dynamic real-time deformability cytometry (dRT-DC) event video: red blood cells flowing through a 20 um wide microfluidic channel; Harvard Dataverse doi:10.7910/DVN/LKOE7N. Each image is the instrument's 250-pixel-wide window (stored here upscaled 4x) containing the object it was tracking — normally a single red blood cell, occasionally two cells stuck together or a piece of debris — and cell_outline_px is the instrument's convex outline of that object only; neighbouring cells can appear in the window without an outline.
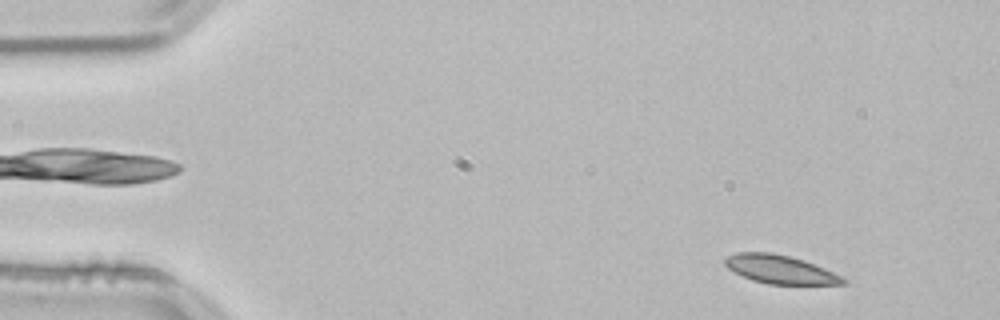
{"species": "common noctule bat (a hibernating species)", "species_latin": "Nyctalus noctula", "temperature_condition": "room temperature", "stored_images_in_passage": 53, "camera_frame_rate_fps": 3000, "um_per_image_px": 0.085, "animal": {"sex": "male", "body_mass_g": 21.5, "forearm_length_mm": 52.0}, "frame": {"image": 1, "passage_image": 4, "time_ms": 1.0, "image_size_px": [1000, 320], "cell_outline_px": [[848, 284], [768, 284], [752, 280], [728, 268], [724, 264], [724, 260], [728, 256], [736, 252], [772, 252], [804, 260], [844, 276], [848, 280]], "centroid_in_image_um": [66.36, 22.9], "position_along_channel_um": 18.6, "area_um2": 19.59}}
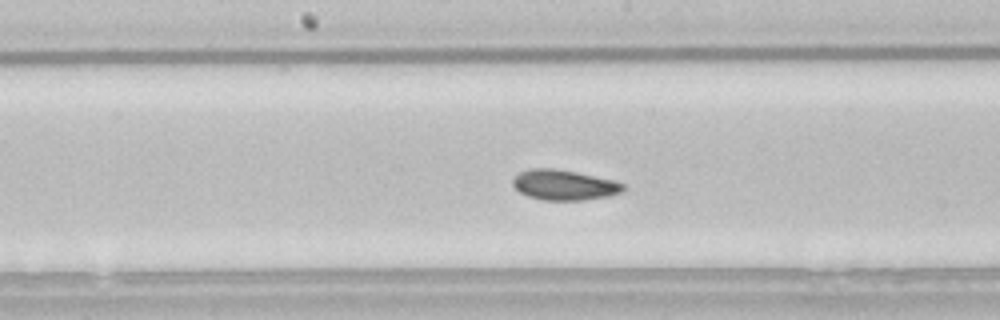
{"frame": {"image": 2, "passage_image": 26, "time_ms": 8.333, "image_size_px": [1000, 320], "cell_outline_px": [[624, 192], [608, 196], [584, 200], [544, 200], [528, 196], [520, 192], [512, 184], [512, 180], [520, 172], [528, 168], [556, 168], [576, 172], [612, 180], [624, 184]], "centroid_in_image_um": [47.94, 15.72], "position_along_channel_um": 200.3, "area_um2": 19.42}}
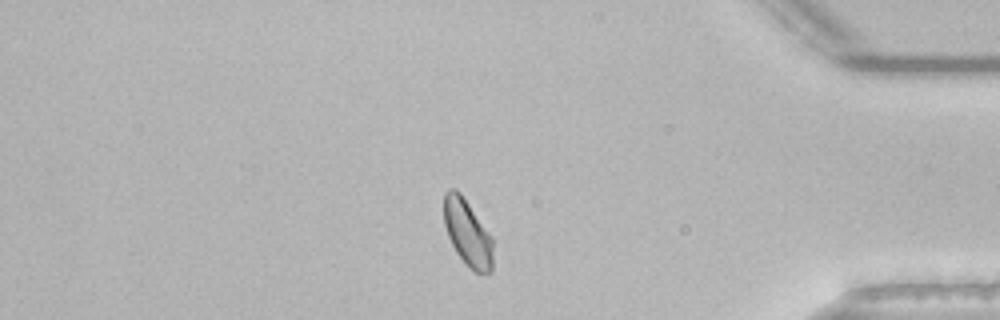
{"frame": {"image": 3, "passage_image": 44, "time_ms": 14.333, "image_size_px": [1000, 320], "cell_outline_px": [[492, 272], [472, 272], [468, 268], [456, 252], [448, 236], [444, 224], [444, 192], [448, 188], [456, 188], [460, 192], [492, 236]], "centroid_in_image_um": [39.72, 19.78], "position_along_channel_um": 395.5, "area_um2": 19.07}, "authors_computed_cell_mechanics": {"area_um2": 19.7676, "velocity_mm_per_s": 3.7867, "shape_relaxation_time_tau1_ms": 4.4254, "shape_relaxation_time_tau2_ms": 1.4218, "deformation_change_tau1": 0.0935, "deformation_change_tau2": 0.0577}}